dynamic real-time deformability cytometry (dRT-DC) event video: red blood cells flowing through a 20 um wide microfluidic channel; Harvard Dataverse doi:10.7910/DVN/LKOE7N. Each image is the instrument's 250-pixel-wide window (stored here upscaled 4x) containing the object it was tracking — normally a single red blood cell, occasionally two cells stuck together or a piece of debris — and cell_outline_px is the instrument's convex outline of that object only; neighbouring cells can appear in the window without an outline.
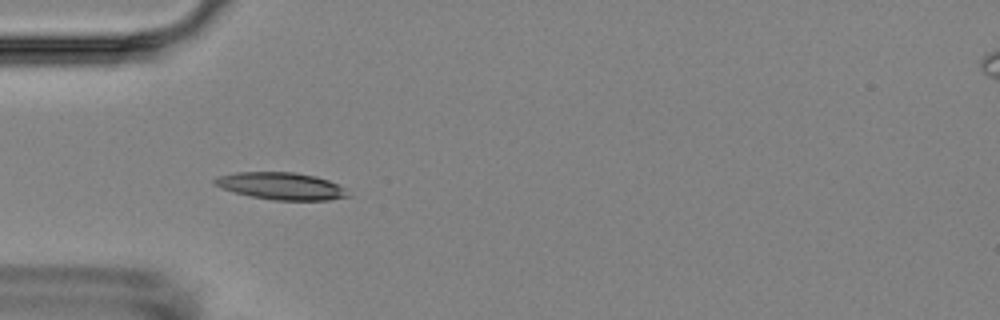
{"species": "Egyptian fruit bat (a non-hibernating species)", "species_latin": "Rousettus aegyptiacus", "temperature_condition": "room temperature", "stored_images_in_passage": 2, "camera_frame_rate_fps": 3000, "um_per_image_px": 0.085, "animal": {"sex": "female"}, "frame": {"image": 1, "passage_image": 1, "time_ms": 0.0, "image_size_px": [1000, 320], "cell_outline_px": [[352, 196], [328, 200], [272, 200], [252, 196], [236, 192], [212, 184], [212, 180], [216, 176], [236, 172], [296, 172], [316, 176], [328, 180], [344, 188]], "centroid_in_image_um": [23.9, 15.8], "position_along_channel_um": 61.1, "area_um2": 21.1}}